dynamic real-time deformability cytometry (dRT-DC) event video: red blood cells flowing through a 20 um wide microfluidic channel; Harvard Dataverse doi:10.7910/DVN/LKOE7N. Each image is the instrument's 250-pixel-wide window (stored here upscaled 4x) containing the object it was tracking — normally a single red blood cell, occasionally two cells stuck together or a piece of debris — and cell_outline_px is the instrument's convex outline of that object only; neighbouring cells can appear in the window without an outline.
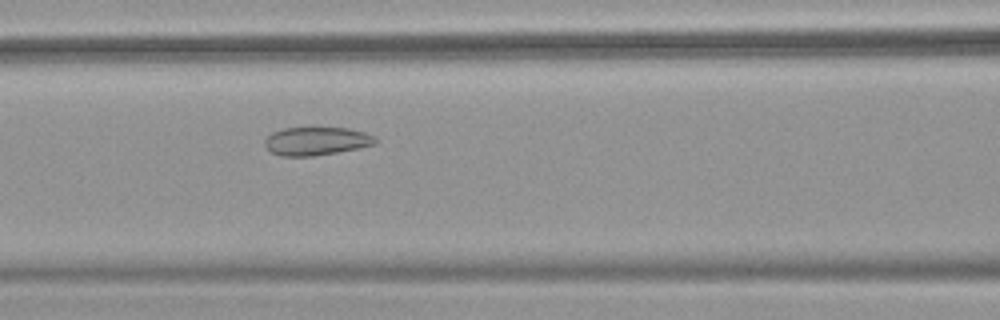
{"species": "common noctule bat (a hibernating species)", "species_latin": "Nyctalus noctula", "temperature_condition": "warm", "stored_images_in_passage": 50, "camera_frame_rate_fps": 3000, "um_per_image_px": 0.085, "animal": {"sex": "female", "body_mass_g": 18.4}, "frame": {"image": 1, "passage_image": 21, "time_ms": 6.667, "image_size_px": [1000, 320], "cell_outline_px": [[376, 144], [360, 148], [312, 156], [280, 156], [272, 152], [264, 144], [264, 140], [272, 132], [284, 128], [312, 124], [348, 128], [364, 132], [372, 136], [376, 140]], "centroid_in_image_um": [26.87, 11.93], "position_along_channel_um": 139.7, "area_um2": 18.96}}
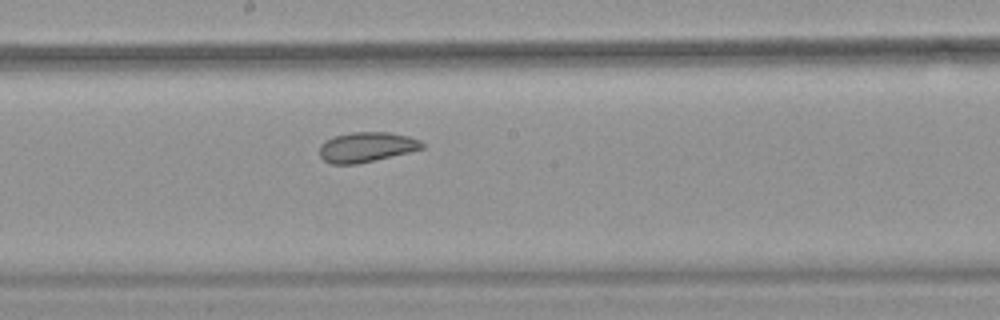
{"frame": {"image": 2, "passage_image": 27, "time_ms": 8.667, "image_size_px": [1000, 320], "cell_outline_px": [[424, 148], [408, 152], [356, 164], [332, 164], [324, 160], [320, 156], [320, 144], [324, 140], [332, 136], [352, 132], [388, 132], [408, 136], [420, 140], [424, 144]], "centroid_in_image_um": [31.12, 12.49], "position_along_channel_um": 217.1, "area_um2": 17.86}}
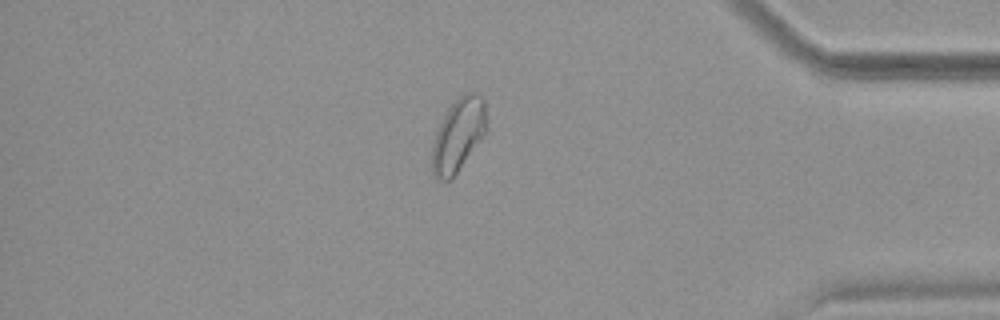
{"frame": {"image": 3, "passage_image": 43, "time_ms": 14.0, "image_size_px": [1000, 320], "cell_outline_px": [[488, 128], [452, 180], [436, 180], [432, 176], [432, 144], [436, 128], [448, 108], [464, 92], [476, 92], [484, 100]], "centroid_in_image_um": [38.93, 11.48], "position_along_channel_um": 396.3, "area_um2": 23.47}, "authors_computed_cell_mechanics": {"area_um2": 22.7154, "velocity_mm_per_s": 3.8898, "shape_relaxation_time_tau1_ms": null, "shape_relaxation_time_tau2_ms": 2.2036, "deformation_change_tau1": null, "deformation_change_tau2": 0.0771}}